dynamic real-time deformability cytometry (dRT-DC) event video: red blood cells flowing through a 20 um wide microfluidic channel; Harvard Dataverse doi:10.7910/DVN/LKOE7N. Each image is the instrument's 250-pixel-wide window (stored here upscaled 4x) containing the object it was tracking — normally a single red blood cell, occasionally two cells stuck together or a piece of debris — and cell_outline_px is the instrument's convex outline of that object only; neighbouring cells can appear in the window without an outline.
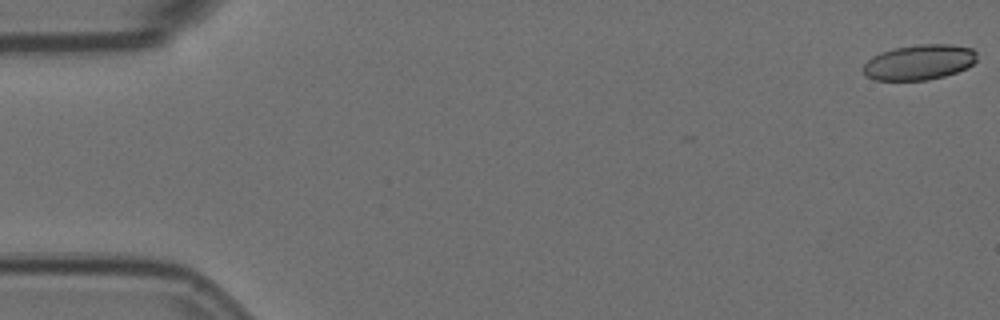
{"species": "Egyptian fruit bat (a non-hibernating species)", "species_latin": "Rousettus aegyptiacus", "temperature_condition": "room temperature", "stored_images_in_passage": 57, "camera_frame_rate_fps": 3000, "um_per_image_px": 0.085, "animal": {"sex": "female"}, "frame": {"image": 1, "passage_image": 1, "time_ms": 0.0, "image_size_px": [1000, 320], "cell_outline_px": [[976, 60], [972, 64], [956, 72], [944, 76], [928, 80], [876, 80], [864, 76], [864, 64], [872, 56], [880, 52], [896, 48], [916, 44], [948, 44], [972, 48], [976, 52]], "centroid_in_image_um": [78.11, 5.29], "position_along_channel_um": 6.9, "area_um2": 23.29}}
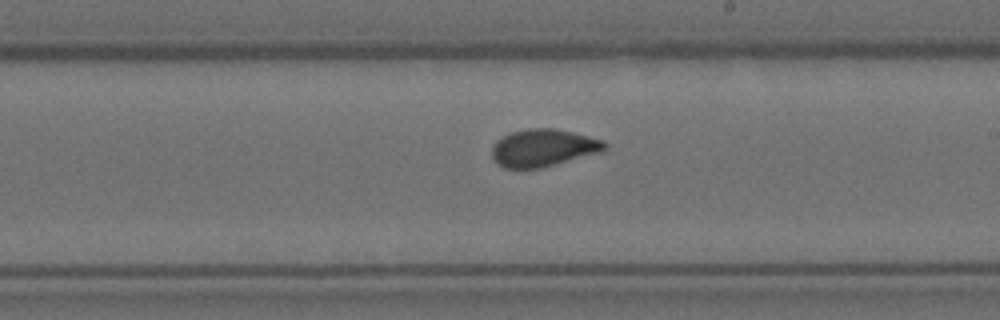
{"frame": {"image": 2, "passage_image": 33, "time_ms": 10.667, "image_size_px": [1000, 320], "cell_outline_px": [[608, 148], [604, 152], [540, 168], [504, 168], [492, 156], [492, 148], [496, 140], [512, 132], [528, 128], [556, 128], [604, 140], [608, 144]], "centroid_in_image_um": [46.25, 12.56], "position_along_channel_um": 242.8, "area_um2": 24.68}}
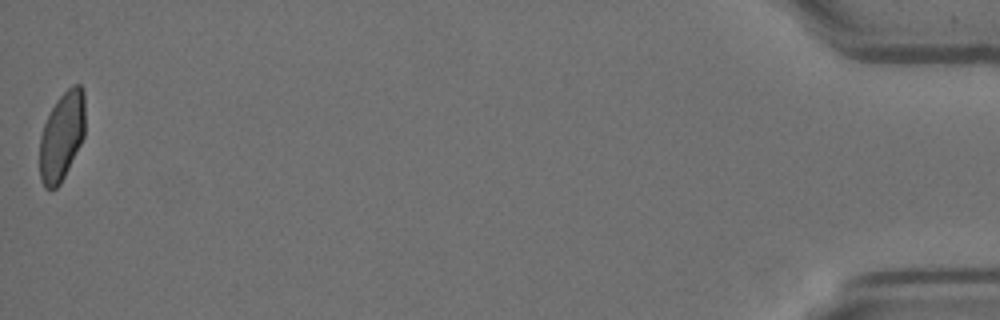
{"frame": {"image": 3, "passage_image": 57, "time_ms": 18.667, "image_size_px": [1000, 320], "cell_outline_px": [[84, 136], [60, 184], [56, 188], [44, 188], [40, 180], [40, 136], [44, 124], [56, 100], [72, 84], [80, 84], [84, 88]], "centroid_in_image_um": [5.25, 11.55], "position_along_channel_um": 429.9, "area_um2": 23.29}, "authors_computed_cell_mechanics": {"area_um2": 24.276, "velocity_mm_per_s": 3.5758, "shape_relaxation_time_tau1_ms": null, "shape_relaxation_time_tau2_ms": 0.7981, "deformation_change_tau1": null, "deformation_change_tau2": 0.0563}}